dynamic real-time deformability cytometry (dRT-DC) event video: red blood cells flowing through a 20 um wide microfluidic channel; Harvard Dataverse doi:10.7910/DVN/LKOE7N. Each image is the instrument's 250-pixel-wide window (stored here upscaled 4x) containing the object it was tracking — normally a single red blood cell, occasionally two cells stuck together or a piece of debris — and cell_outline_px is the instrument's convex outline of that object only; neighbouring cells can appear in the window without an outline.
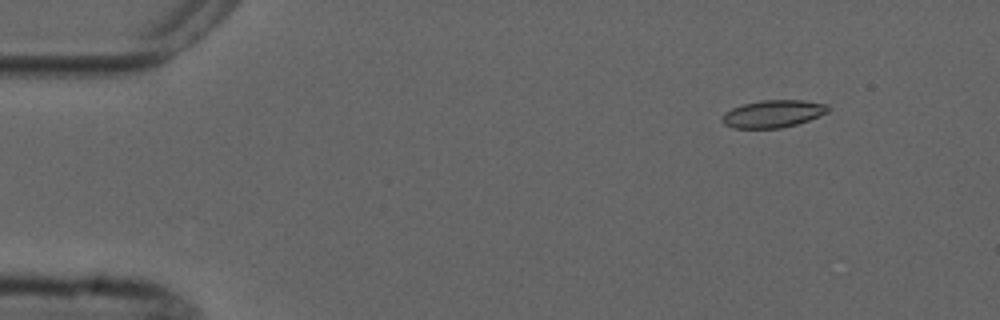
{"species": "common noctule bat (a hibernating species)", "species_latin": "Nyctalus noctula", "temperature_condition": "cold", "stored_images_in_passage": 6, "camera_frame_rate_fps": 3000, "um_per_image_px": 0.085, "animal": {"sex": "male", "forearm_length_mm": 52.5}, "frame": {"image": 1, "passage_image": 2, "time_ms": 1.0, "image_size_px": [1000, 320], "cell_outline_px": [[828, 112], [820, 116], [796, 124], [780, 128], [732, 128], [724, 124], [720, 120], [732, 108], [744, 104], [760, 100], [804, 100], [828, 104]], "centroid_in_image_um": [65.73, 9.67], "position_along_channel_um": 19.3, "area_um2": 16.82}}
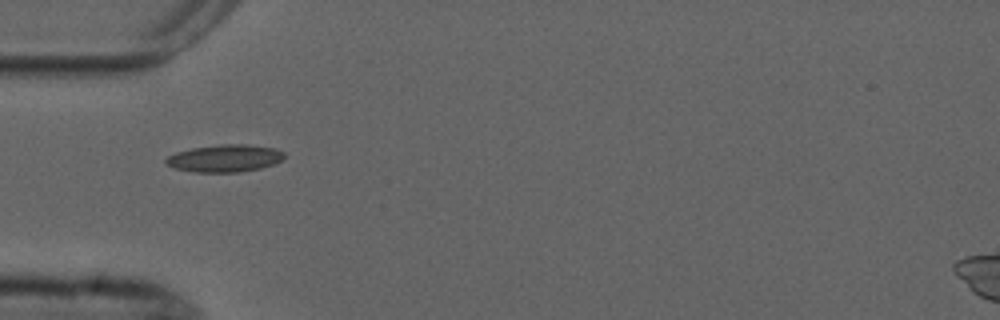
{"frame": {"image": 2, "passage_image": 5, "time_ms": 4.667, "image_size_px": [1000, 320], "cell_outline_px": [[284, 156], [280, 160], [272, 164], [260, 168], [240, 172], [196, 172], [176, 168], [164, 164], [164, 160], [168, 156], [176, 152], [192, 148], [220, 144], [248, 144], [276, 148], [284, 152]], "centroid_in_image_um": [19.09, 13.44], "position_along_channel_um": 65.9, "area_um2": 18.84}}
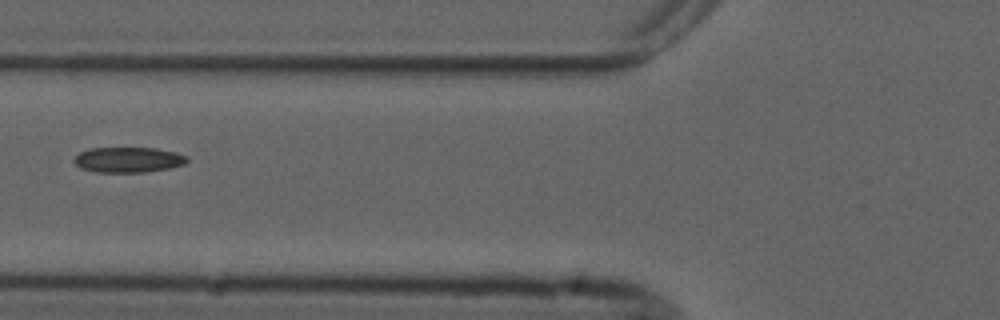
{"frame": {"image": 3, "passage_image": 6, "time_ms": 6.0, "image_size_px": [1000, 320], "cell_outline_px": [[188, 160], [184, 164], [168, 168], [144, 172], [96, 172], [80, 168], [72, 160], [80, 152], [92, 148], [156, 148], [176, 152], [188, 156]], "centroid_in_image_um": [10.9, 13.58], "position_along_channel_um": 114.9, "area_um2": 16.65}}